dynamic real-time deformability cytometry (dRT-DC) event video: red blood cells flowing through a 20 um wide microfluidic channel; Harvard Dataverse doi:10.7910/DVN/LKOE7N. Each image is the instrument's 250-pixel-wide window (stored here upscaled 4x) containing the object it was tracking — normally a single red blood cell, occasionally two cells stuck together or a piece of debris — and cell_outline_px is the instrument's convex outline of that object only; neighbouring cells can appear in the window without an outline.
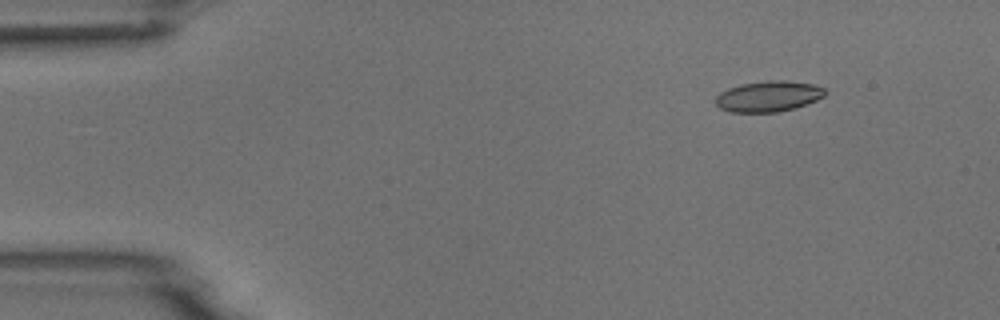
{"species": "common noctule bat (a hibernating species)", "species_latin": "Nyctalus noctula", "temperature_condition": "room temperature", "stored_images_in_passage": 8, "camera_frame_rate_fps": 3000, "um_per_image_px": 0.085, "animal": {"sex": "male", "body_mass_g": 18.8}, "frame": {"image": 1, "passage_image": 1, "time_ms": 0.0, "image_size_px": [1000, 320], "cell_outline_px": [[828, 92], [824, 96], [816, 100], [796, 108], [776, 112], [732, 112], [720, 108], [716, 104], [716, 96], [720, 92], [728, 88], [740, 84], [768, 80], [784, 80], [812, 84], [824, 88]], "centroid_in_image_um": [65.32, 8.18], "position_along_channel_um": 19.7, "area_um2": 19.65}}
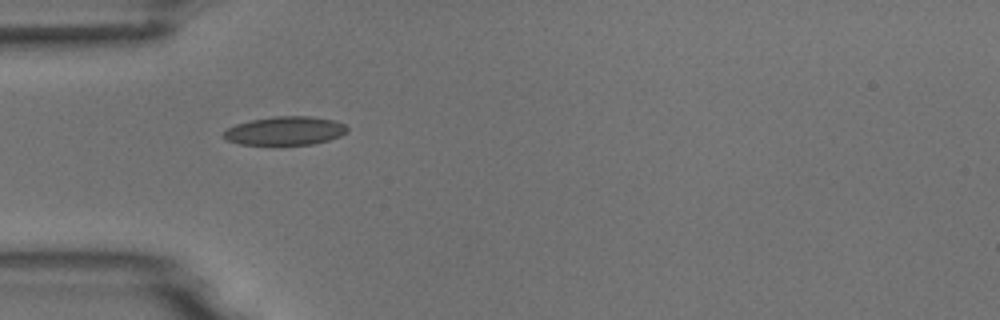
{"frame": {"image": 2, "passage_image": 4, "time_ms": 3.333, "image_size_px": [1000, 320], "cell_outline_px": [[348, 132], [340, 136], [328, 140], [312, 144], [240, 144], [228, 140], [220, 136], [228, 128], [236, 124], [252, 120], [276, 116], [308, 116], [332, 120], [344, 124], [348, 128]], "centroid_in_image_um": [24.23, 11.11], "position_along_channel_um": 60.8, "area_um2": 20.35}}